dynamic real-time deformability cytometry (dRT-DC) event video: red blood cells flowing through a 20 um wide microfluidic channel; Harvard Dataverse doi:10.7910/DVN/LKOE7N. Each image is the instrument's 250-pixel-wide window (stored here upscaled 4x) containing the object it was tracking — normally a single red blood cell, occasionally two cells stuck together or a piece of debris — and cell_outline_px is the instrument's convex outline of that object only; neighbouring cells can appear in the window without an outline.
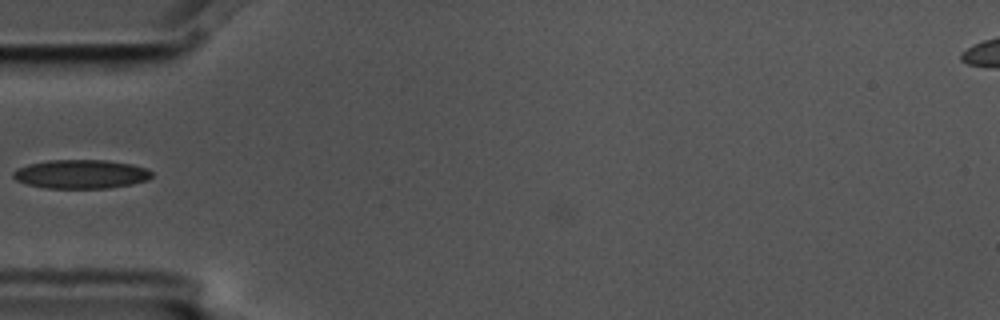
{"species": "common noctule bat (a hibernating species)", "species_latin": "Nyctalus noctula", "temperature_condition": "cold", "stored_images_in_passage": 4, "camera_frame_rate_fps": 3000, "um_per_image_px": 0.085, "animal": {"sex": "male", "body_mass_g": 17.5, "forearm_length_mm": 52.3}, "frame": {"image": 1, "passage_image": 4, "time_ms": 1.0, "image_size_px": [1000, 320], "cell_outline_px": [[152, 176], [148, 180], [132, 184], [108, 188], [44, 188], [28, 184], [16, 180], [12, 176], [12, 172], [16, 168], [28, 164], [48, 160], [104, 160], [132, 164], [148, 168], [152, 172]], "centroid_in_image_um": [6.88, 14.8], "position_along_channel_um": 78.1, "area_um2": 23.47}}